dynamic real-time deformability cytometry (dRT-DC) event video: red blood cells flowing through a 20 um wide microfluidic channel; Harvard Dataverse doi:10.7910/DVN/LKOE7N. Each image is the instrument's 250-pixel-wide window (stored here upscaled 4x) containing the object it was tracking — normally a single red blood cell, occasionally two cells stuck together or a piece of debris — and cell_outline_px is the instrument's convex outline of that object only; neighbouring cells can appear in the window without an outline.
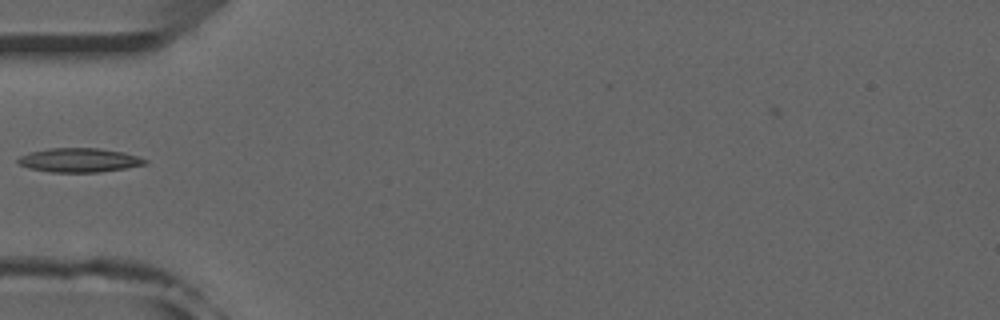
{"species": "common noctule bat (a hibernating species)", "species_latin": "Nyctalus noctula", "temperature_condition": "room temperature", "stored_images_in_passage": 36, "camera_frame_rate_fps": 3000, "um_per_image_px": 0.085, "animal": {"sex": "male", "forearm_length_mm": 52.5}, "frame": {"image": 1, "passage_image": 1, "time_ms": 0.0, "image_size_px": [1000, 320], "cell_outline_px": [[148, 164], [100, 172], [48, 172], [28, 168], [20, 164], [16, 160], [20, 156], [28, 152], [48, 148], [100, 148], [124, 152], [148, 160]], "centroid_in_image_um": [6.71, 13.61], "position_along_channel_um": 78.3, "area_um2": 17.92}}
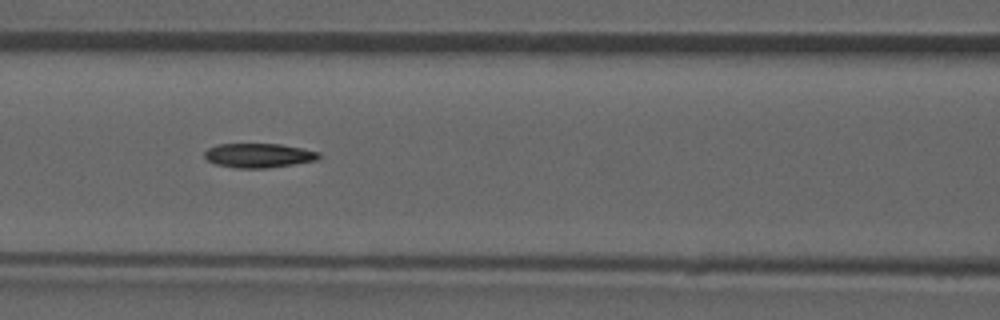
{"frame": {"image": 2, "passage_image": 6, "time_ms": 1.667, "image_size_px": [1000, 320], "cell_outline_px": [[320, 156], [316, 160], [268, 168], [236, 168], [216, 164], [208, 160], [204, 156], [204, 152], [208, 148], [216, 144], [280, 144], [320, 152]], "centroid_in_image_um": [21.95, 13.21], "position_along_channel_um": 144.6, "area_um2": 16.07}}